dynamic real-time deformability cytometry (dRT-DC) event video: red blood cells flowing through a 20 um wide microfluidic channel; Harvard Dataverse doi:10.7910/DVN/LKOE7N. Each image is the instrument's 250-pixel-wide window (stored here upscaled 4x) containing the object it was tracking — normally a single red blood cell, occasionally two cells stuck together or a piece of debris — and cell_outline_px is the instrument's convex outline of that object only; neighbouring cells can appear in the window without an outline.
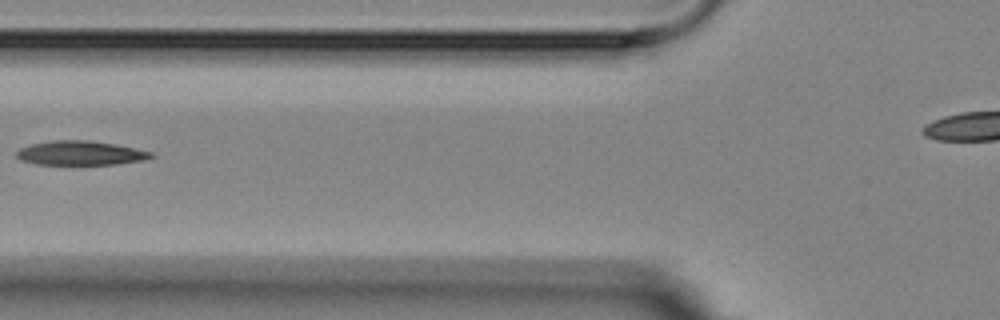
{"species": "Egyptian fruit bat (a non-hibernating species)", "species_latin": "Rousettus aegyptiacus", "temperature_condition": "room temperature", "stored_images_in_passage": 12, "camera_frame_rate_fps": 3000, "um_per_image_px": 0.085, "animal": {"sex": "female"}, "frame": {"image": 1, "passage_image": 4, "time_ms": 3.667, "image_size_px": [1000, 320], "cell_outline_px": [[156, 156], [144, 160], [116, 164], [36, 164], [20, 160], [16, 156], [16, 152], [20, 148], [32, 144], [52, 140], [88, 140], [116, 144], [152, 152]], "centroid_in_image_um": [6.84, 13.01], "position_along_channel_um": 119.0, "area_um2": 18.96}}
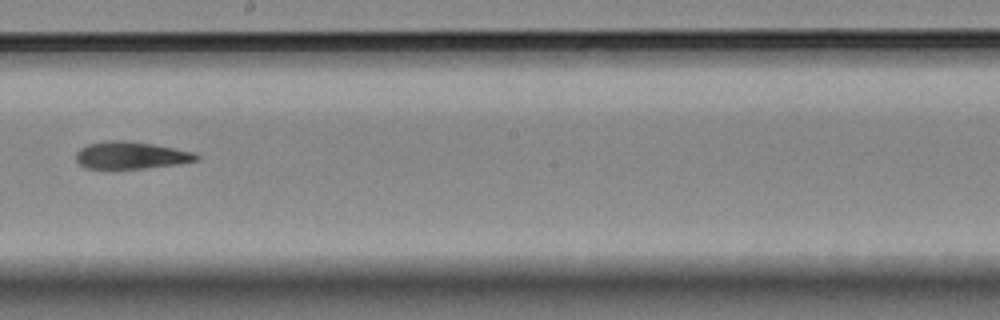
{"frame": {"image": 2, "passage_image": 7, "time_ms": 7.0, "image_size_px": [1000, 320], "cell_outline_px": [[200, 160], [180, 164], [144, 168], [88, 168], [80, 164], [76, 160], [76, 152], [80, 148], [88, 144], [104, 140], [124, 140], [152, 144], [196, 152], [200, 156]], "centroid_in_image_um": [11.17, 13.19], "position_along_channel_um": 237.0, "area_um2": 19.19}}
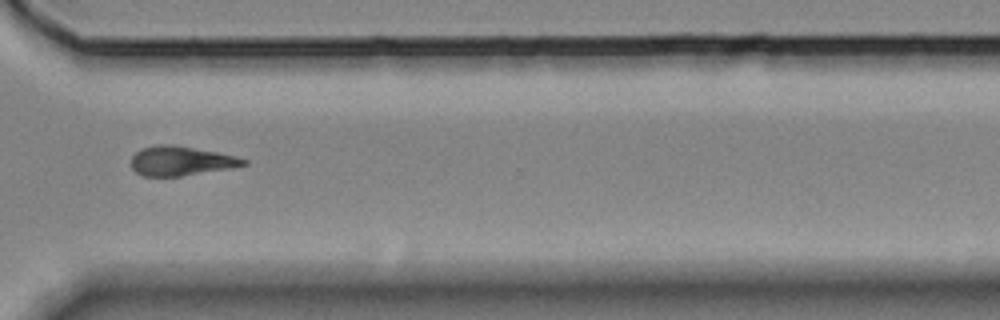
{"frame": {"image": 3, "passage_image": 10, "time_ms": 10.333, "image_size_px": [1000, 320], "cell_outline_px": [[248, 164], [228, 168], [180, 176], [144, 176], [136, 172], [132, 168], [132, 156], [140, 148], [156, 144], [172, 144], [216, 152], [248, 160]], "centroid_in_image_um": [15.32, 13.67], "position_along_channel_um": 355.3, "area_um2": 18.96}}